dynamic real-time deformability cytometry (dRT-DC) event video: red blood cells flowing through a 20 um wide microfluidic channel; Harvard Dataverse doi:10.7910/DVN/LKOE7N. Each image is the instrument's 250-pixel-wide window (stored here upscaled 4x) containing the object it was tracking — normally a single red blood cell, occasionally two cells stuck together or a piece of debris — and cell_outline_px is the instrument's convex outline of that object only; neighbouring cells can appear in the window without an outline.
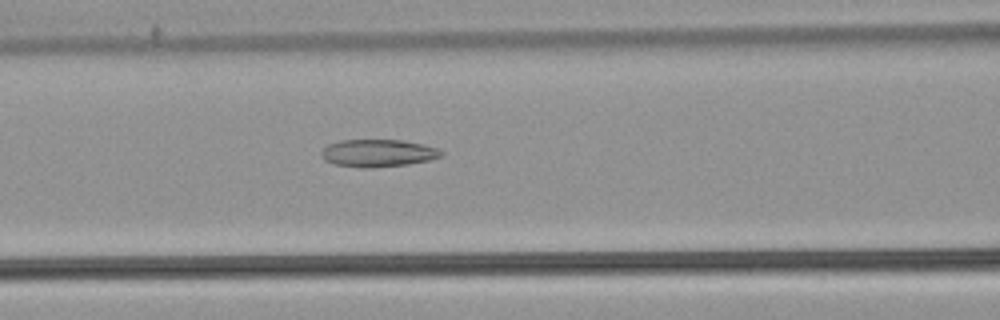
{"species": "common noctule bat (a hibernating species)", "species_latin": "Nyctalus noctula", "temperature_condition": "warm", "stored_images_in_passage": 46, "camera_frame_rate_fps": 3000, "um_per_image_px": 0.085, "animal": {"sex": "male", "body_mass_g": 21.5, "forearm_length_mm": 52.0}, "frame": {"image": 1, "passage_image": 15, "time_ms": 4.667, "image_size_px": [1000, 320], "cell_outline_px": [[444, 152], [440, 156], [428, 160], [408, 164], [372, 168], [368, 168], [336, 164], [324, 160], [320, 156], [320, 152], [328, 144], [340, 140], [404, 140], [424, 144], [436, 148]], "centroid_in_image_um": [32.11, 13.0], "position_along_channel_um": 134.5, "area_um2": 19.13}}
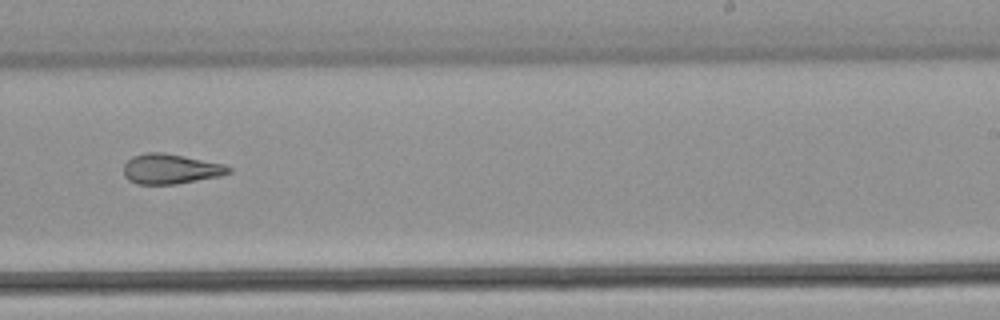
{"frame": {"image": 2, "passage_image": 26, "time_ms": 8.333, "image_size_px": [1000, 320], "cell_outline_px": [[232, 172], [220, 176], [176, 184], [136, 184], [128, 180], [124, 176], [124, 164], [132, 156], [148, 152], [164, 152], [224, 164], [232, 168]], "centroid_in_image_um": [14.5, 14.36], "position_along_channel_um": 274.5, "area_um2": 18.44}}
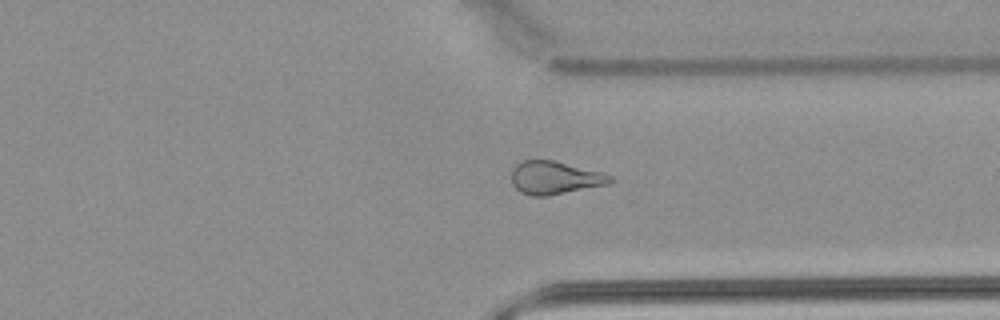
{"frame": {"image": 3, "passage_image": 33, "time_ms": 10.667, "image_size_px": [1000, 320], "cell_outline_px": [[616, 180], [608, 184], [548, 196], [532, 196], [520, 192], [512, 184], [512, 168], [516, 164], [524, 160], [552, 160], [600, 172], [612, 176]], "centroid_in_image_um": [47.14, 15.12], "position_along_channel_um": 364.3, "area_um2": 18.9}, "authors_computed_cell_mechanics": {"area_um2": 19.9699, "velocity_mm_per_s": 3.8289, "shape_relaxation_time_tau1_ms": null, "shape_relaxation_time_tau2_ms": 4.669, "deformation_change_tau1": null, "deformation_change_tau2": 0.1411}}